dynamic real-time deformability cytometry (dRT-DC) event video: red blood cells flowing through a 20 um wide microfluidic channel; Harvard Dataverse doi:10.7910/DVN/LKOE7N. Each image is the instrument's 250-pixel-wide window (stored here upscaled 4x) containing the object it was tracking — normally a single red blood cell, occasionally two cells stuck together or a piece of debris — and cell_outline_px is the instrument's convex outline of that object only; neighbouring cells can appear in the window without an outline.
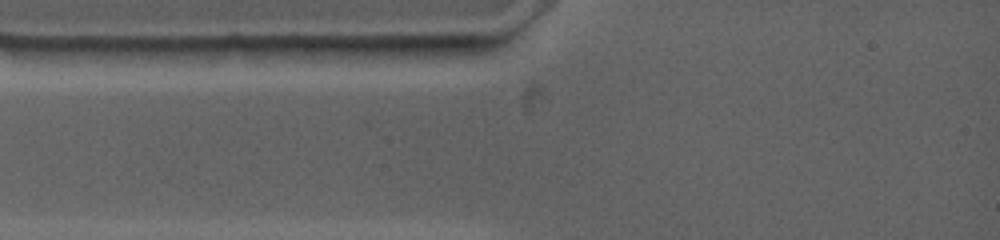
{"species": "common noctule bat (a hibernating species)", "species_latin": "Nyctalus noctula", "temperature_condition": "warm", "stored_images_in_passage": 4, "camera_frame_rate_fps": 4500, "um_per_image_px": 0.085, "animal": {"sex": "female", "body_mass_g": 19.0, "forearm_length_mm": 53.3}, "frame": {"image": 1, "passage_image": 2, "time_ms": 0.444, "image_size_px": [1000, 240], "cell_outline_px": [[484, 48], [472, 60], [420, 64], [340, 56], [328, 48], [332, 44], [480, 44]], "centroid_in_image_um": [34.83, 4.44], "position_along_channel_um": 50.2, "area_um2": 17.46}}